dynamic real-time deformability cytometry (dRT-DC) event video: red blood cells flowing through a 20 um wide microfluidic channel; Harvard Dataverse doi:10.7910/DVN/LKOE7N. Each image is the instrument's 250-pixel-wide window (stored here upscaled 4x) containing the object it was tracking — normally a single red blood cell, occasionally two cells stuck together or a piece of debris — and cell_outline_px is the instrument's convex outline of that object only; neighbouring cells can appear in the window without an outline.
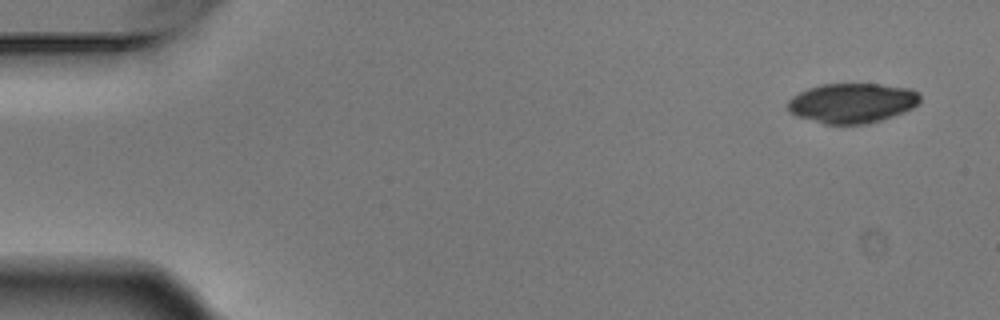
{"species": "Egyptian fruit bat (a non-hibernating species)", "species_latin": "Rousettus aegyptiacus", "temperature_condition": "warm", "stored_images_in_passage": 4, "camera_frame_rate_fps": 3000, "um_per_image_px": 0.085, "animal": {"sex": "male"}, "frame": {"image": 1, "passage_image": 1, "time_ms": 0.0, "image_size_px": [1000, 320], "cell_outline_px": [[920, 100], [912, 108], [904, 112], [868, 124], [824, 124], [796, 116], [788, 112], [788, 100], [792, 96], [808, 88], [820, 84], [880, 84], [912, 88], [920, 92]], "centroid_in_image_um": [72.43, 8.75], "position_along_channel_um": 12.6, "area_um2": 30.92}}